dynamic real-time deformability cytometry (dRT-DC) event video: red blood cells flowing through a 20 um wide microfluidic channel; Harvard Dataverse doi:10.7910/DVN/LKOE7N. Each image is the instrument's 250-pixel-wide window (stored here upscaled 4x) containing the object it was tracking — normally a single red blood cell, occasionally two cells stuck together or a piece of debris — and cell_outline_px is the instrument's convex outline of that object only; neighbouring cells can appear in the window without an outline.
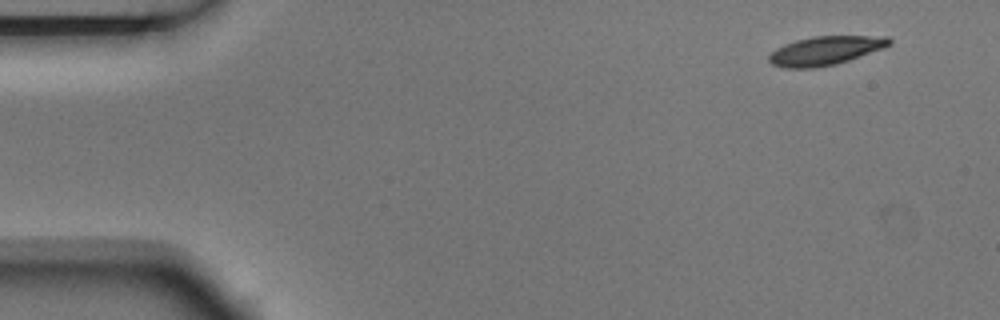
{"species": "Egyptian fruit bat (a non-hibernating species)", "species_latin": "Rousettus aegyptiacus", "temperature_condition": "room temperature", "stored_images_in_passage": 5, "segment_of_instrument_passage": [2, 2], "camera_frame_rate_fps": 3000, "um_per_image_px": 0.085, "animal": {"sex": "male"}, "frame": {"image": 1, "passage_image": 5, "time_ms": 1.333, "image_size_px": [1000, 320], "cell_outline_px": [[892, 44], [884, 48], [836, 64], [816, 68], [784, 68], [772, 64], [768, 60], [768, 56], [776, 48], [784, 44], [796, 40], [812, 36], [888, 36], [892, 40]], "centroid_in_image_um": [70.16, 4.3], "position_along_channel_um": 14.8, "area_um2": 20.29}}